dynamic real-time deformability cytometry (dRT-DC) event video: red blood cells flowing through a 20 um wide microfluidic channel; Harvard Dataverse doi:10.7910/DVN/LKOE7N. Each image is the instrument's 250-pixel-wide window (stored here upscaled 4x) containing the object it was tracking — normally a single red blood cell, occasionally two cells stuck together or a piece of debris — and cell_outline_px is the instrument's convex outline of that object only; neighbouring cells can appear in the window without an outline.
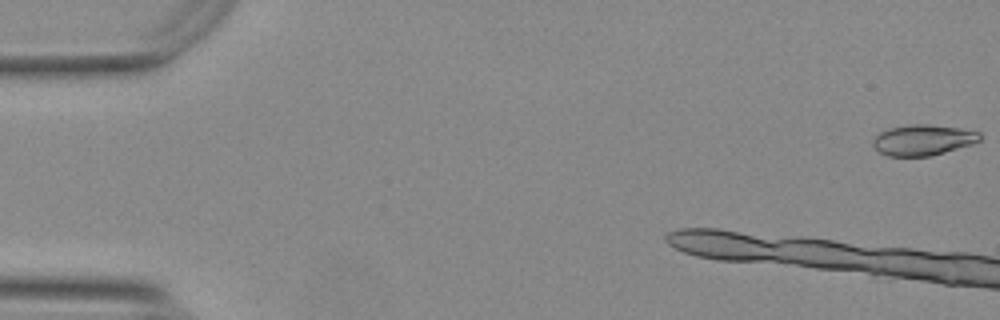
{"species": "Egyptian fruit bat (a non-hibernating species)", "species_latin": "Rousettus aegyptiacus", "temperature_condition": "warm", "stored_images_in_passage": 8, "camera_frame_rate_fps": 3000, "um_per_image_px": 0.085, "animal": {"sex": "female"}, "frame": {"image": 1, "passage_image": 1, "time_ms": 0.0, "image_size_px": [1000, 320], "cell_outline_px": [[980, 140], [972, 144], [944, 152], [928, 156], [888, 156], [880, 152], [872, 144], [872, 140], [880, 132], [888, 128], [912, 124], [928, 124], [960, 128], [980, 132]], "centroid_in_image_um": [78.44, 11.89], "position_along_channel_um": 6.6, "area_um2": 19.02}}